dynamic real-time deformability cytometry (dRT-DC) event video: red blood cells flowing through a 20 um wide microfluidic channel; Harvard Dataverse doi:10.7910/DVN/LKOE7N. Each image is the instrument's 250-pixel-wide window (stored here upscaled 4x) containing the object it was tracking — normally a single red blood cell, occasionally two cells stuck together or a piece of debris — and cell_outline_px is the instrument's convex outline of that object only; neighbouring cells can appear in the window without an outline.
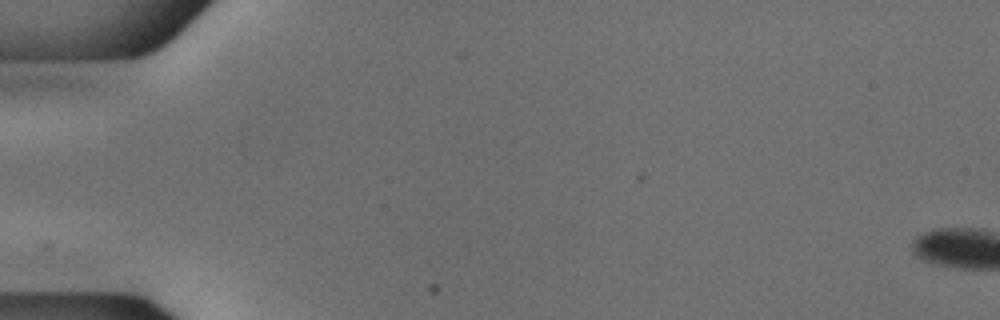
{"species": "common noctule bat (a hibernating species)", "species_latin": "Nyctalus noctula", "temperature_condition": "cold", "stored_images_in_passage": 1, "camera_frame_rate_fps": 3000, "um_per_image_px": 0.085, "animal": {"sex": "male", "body_mass_g": 18.8}, "frame": {"image": 1, "passage_image": 1, "time_ms": 0.0, "image_size_px": [1000, 320], "cell_outline_px": [[188, 20], [184, 28], [180, 32], [160, 48], [144, 56], [128, 60], [52, 60]], "centroid_in_image_um": [11.07, 3.89], "position_along_channel_um": 73.9, "area_um2": 13.7}}